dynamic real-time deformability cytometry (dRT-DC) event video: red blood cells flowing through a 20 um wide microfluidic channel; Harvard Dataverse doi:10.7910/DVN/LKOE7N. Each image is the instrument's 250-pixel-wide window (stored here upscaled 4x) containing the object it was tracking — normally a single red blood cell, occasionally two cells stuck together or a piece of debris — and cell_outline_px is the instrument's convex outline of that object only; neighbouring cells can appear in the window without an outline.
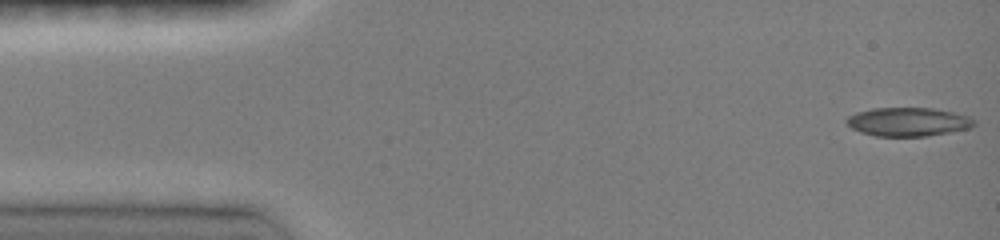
{"species": "common noctule bat (a hibernating species)", "species_latin": "Nyctalus noctula", "temperature_condition": "room temperature", "stored_images_in_passage": 46, "camera_frame_rate_fps": 3000, "um_per_image_px": 0.085, "animal": {"sex": "female", "body_mass_g": 19.0, "forearm_length_mm": 51.5}, "frame": {"image": 1, "passage_image": 1, "time_ms": 0.0, "image_size_px": [1000, 240], "cell_outline_px": [[976, 124], [968, 128], [948, 132], [924, 136], [876, 136], [860, 132], [852, 128], [844, 120], [848, 116], [856, 112], [872, 108], [932, 108], [952, 112], [968, 116], [976, 120]], "centroid_in_image_um": [77.16, 10.35], "position_along_channel_um": 7.8, "area_um2": 21.21}}
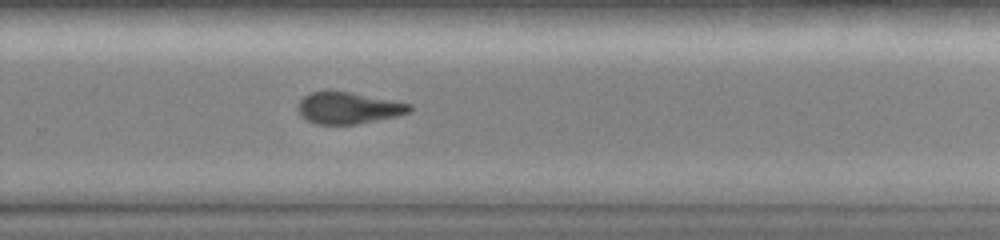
{"frame": {"image": 2, "passage_image": 31, "time_ms": 10.0, "image_size_px": [1000, 240], "cell_outline_px": [[412, 108], [408, 112], [396, 116], [356, 124], [316, 124], [300, 116], [296, 108], [300, 100], [304, 96], [312, 92], [328, 88], [332, 88], [412, 104]], "centroid_in_image_um": [29.54, 9.14], "position_along_channel_um": 300.3, "area_um2": 20.98}}
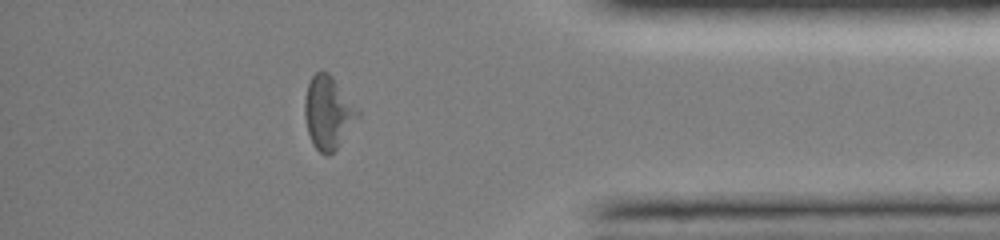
{"frame": {"image": 3, "passage_image": 40, "time_ms": 13.0, "image_size_px": [1000, 240], "cell_outline_px": [[360, 116], [340, 144], [328, 156], [324, 156], [312, 144], [308, 132], [304, 116], [304, 100], [308, 84], [312, 76], [316, 72], [328, 72], [332, 76], [360, 108]], "centroid_in_image_um": [27.91, 9.57], "position_along_channel_um": 407.3, "area_um2": 22.77}, "authors_computed_cell_mechanics": {"area_um2": 21.6461, "velocity_mm_per_s": 4.1003, "shape_relaxation_time_tau1_ms": 4.3471, "shape_relaxation_time_tau2_ms": 3.8885, "deformation_change_tau1": 0.162, "deformation_change_tau2": 0.1233}}